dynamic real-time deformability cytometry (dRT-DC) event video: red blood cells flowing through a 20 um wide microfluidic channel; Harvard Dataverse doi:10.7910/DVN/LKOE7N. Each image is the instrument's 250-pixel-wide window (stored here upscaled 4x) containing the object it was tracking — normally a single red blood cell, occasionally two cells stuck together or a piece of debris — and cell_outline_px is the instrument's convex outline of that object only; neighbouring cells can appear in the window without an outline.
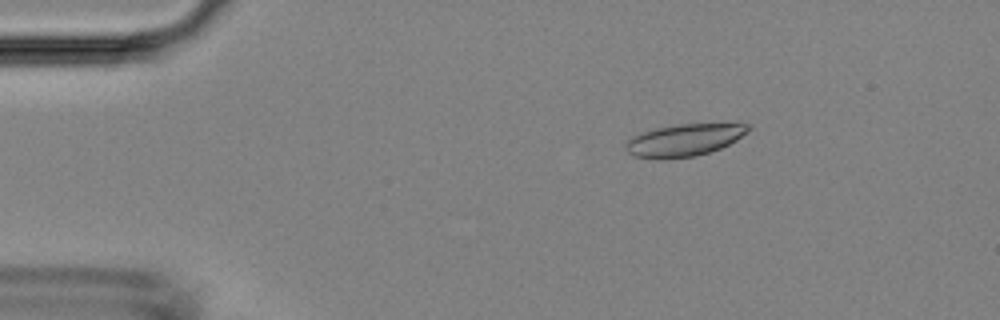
{"species": "Egyptian fruit bat (a non-hibernating species)", "species_latin": "Rousettus aegyptiacus", "temperature_condition": "room temperature", "stored_images_in_passage": 5, "camera_frame_rate_fps": 3000, "um_per_image_px": 0.085, "animal": {"sex": "female"}, "frame": {"image": 1, "passage_image": 3, "time_ms": 2.333, "image_size_px": [1000, 320], "cell_outline_px": [[752, 128], [748, 132], [736, 140], [720, 148], [696, 156], [664, 160], [656, 160], [632, 156], [624, 148], [624, 144], [632, 136], [640, 132], [656, 128], [676, 124], [752, 124]], "centroid_in_image_um": [58.1, 11.92], "position_along_channel_um": 26.9, "area_um2": 23.35}}
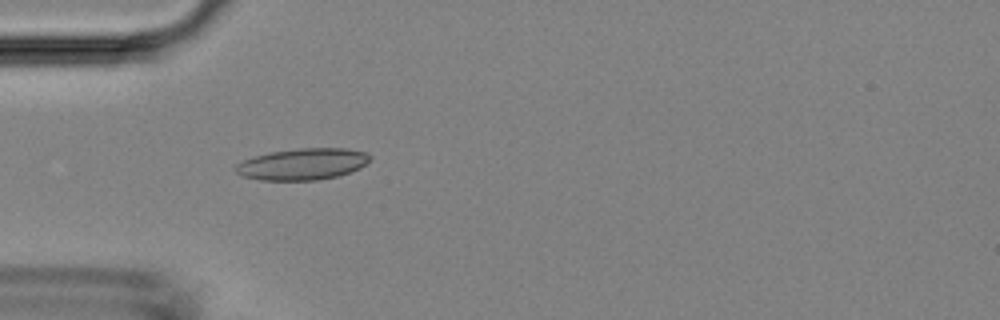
{"frame": {"image": 2, "passage_image": 5, "time_ms": 4.667, "image_size_px": [1000, 320], "cell_outline_px": [[372, 156], [360, 168], [352, 172], [336, 176], [316, 180], [260, 180], [244, 176], [236, 172], [232, 168], [236, 164], [244, 160], [256, 156], [272, 152], [300, 148], [344, 148], [368, 152]], "centroid_in_image_um": [25.73, 13.95], "position_along_channel_um": 59.3, "area_um2": 24.57}}